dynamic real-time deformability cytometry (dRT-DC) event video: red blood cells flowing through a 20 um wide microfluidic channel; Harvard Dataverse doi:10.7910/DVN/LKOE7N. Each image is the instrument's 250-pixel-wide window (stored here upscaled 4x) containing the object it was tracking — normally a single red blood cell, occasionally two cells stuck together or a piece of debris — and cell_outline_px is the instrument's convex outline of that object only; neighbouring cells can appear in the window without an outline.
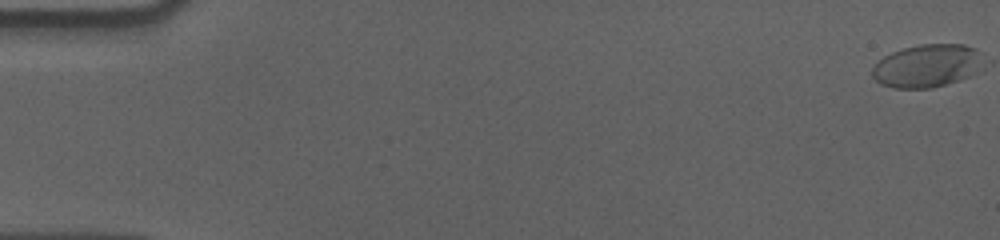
{"species": "human", "species_latin": "Homo sapiens", "temperature_condition": "cold", "stored_images_in_passage": 59, "camera_frame_rate_fps": 3000, "um_per_image_px": 0.085, "donor": {"sex": "male"}, "frame": {"image": 1, "passage_image": 1, "time_ms": 0.0, "image_size_px": [1000, 240], "cell_outline_px": [[976, 68], [968, 76], [932, 88], [892, 88], [880, 84], [872, 76], [872, 64], [884, 56], [892, 52], [904, 48], [920, 44], [964, 44], [976, 48]], "centroid_in_image_um": [78.63, 5.59], "position_along_channel_um": 6.4, "area_um2": 27.05}}
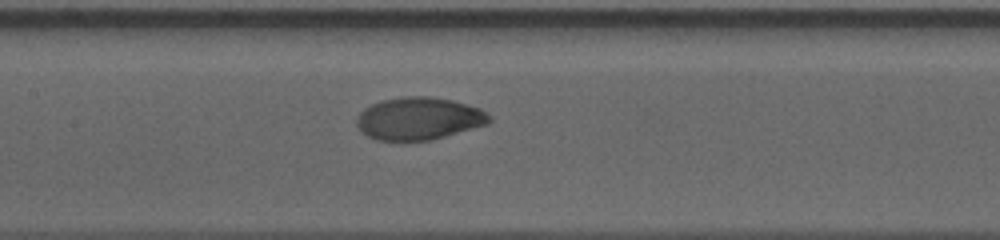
{"frame": {"image": 2, "passage_image": 29, "time_ms": 9.333, "image_size_px": [1000, 240], "cell_outline_px": [[492, 120], [488, 124], [444, 136], [428, 140], [404, 144], [376, 140], [368, 136], [356, 124], [356, 120], [360, 112], [364, 108], [372, 104], [384, 100], [408, 96], [428, 96], [452, 100], [468, 104], [480, 108]], "centroid_in_image_um": [35.57, 10.11], "position_along_channel_um": 171.8, "area_um2": 33.18}}
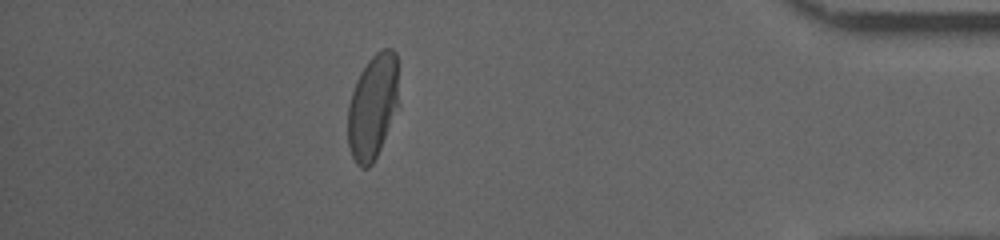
{"frame": {"image": 3, "passage_image": 52, "time_ms": 17.0, "image_size_px": [1000, 240], "cell_outline_px": [[400, 108], [372, 164], [368, 168], [360, 168], [356, 164], [352, 156], [348, 144], [348, 104], [356, 80], [360, 72], [368, 60], [376, 52], [384, 48], [392, 48], [396, 52], [400, 104]], "centroid_in_image_um": [31.72, 9.05], "position_along_channel_um": 403.5, "area_um2": 31.85}, "authors_computed_cell_mechanics": {"area_um2": 32.2524, "velocity_mm_per_s": 3.5713, "shape_relaxation_time_tau1_ms": 4.7184, "shape_relaxation_time_tau2_ms": null, "deformation_change_tau1": 0.1824, "deformation_change_tau2": null}}